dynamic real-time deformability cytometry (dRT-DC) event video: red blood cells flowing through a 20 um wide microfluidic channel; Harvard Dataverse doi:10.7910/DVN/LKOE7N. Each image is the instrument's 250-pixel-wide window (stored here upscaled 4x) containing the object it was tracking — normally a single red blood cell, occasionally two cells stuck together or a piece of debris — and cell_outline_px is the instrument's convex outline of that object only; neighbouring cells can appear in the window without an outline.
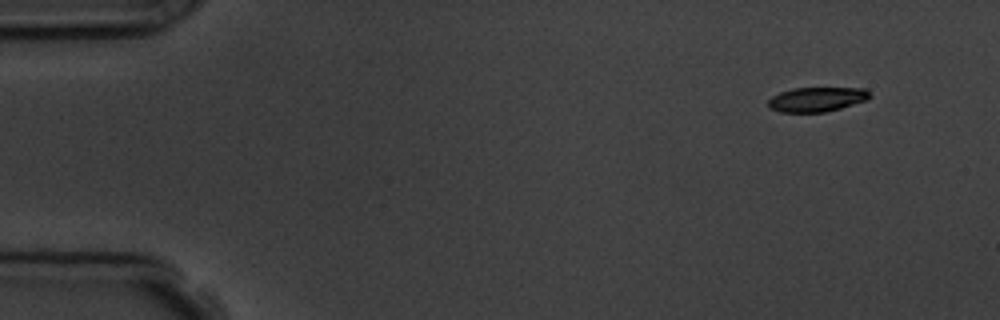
{"species": "common noctule bat (a hibernating species)", "species_latin": "Nyctalus noctula", "temperature_condition": "room temperature", "stored_images_in_passage": 4, "camera_frame_rate_fps": 3000, "um_per_image_px": 0.085, "animal": {"sex": "male", "body_mass_g": 19.5, "forearm_length_mm": 54.6}, "frame": {"image": 1, "passage_image": 1, "time_ms": 0.0, "image_size_px": [1000, 320], "cell_outline_px": [[872, 96], [868, 100], [840, 108], [824, 112], [780, 112], [768, 108], [768, 100], [772, 96], [780, 92], [792, 88], [864, 88], [872, 92]], "centroid_in_image_um": [69.45, 8.44], "position_along_channel_um": 15.6, "area_um2": 14.68}}
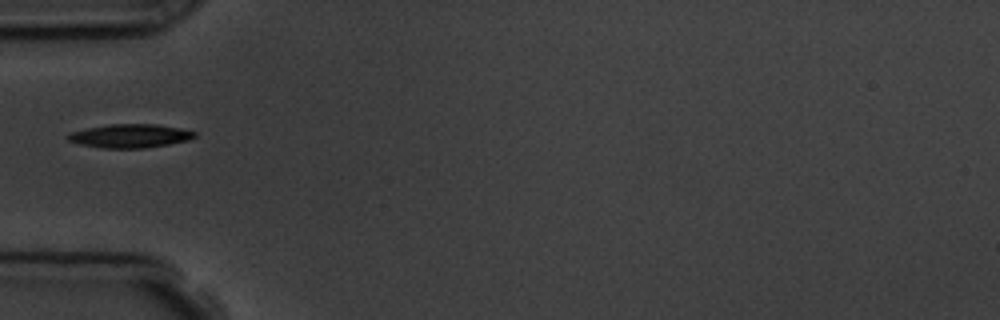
{"frame": {"image": 2, "passage_image": 4, "time_ms": 4.333, "image_size_px": [1000, 320], "cell_outline_px": [[196, 136], [188, 140], [168, 144], [144, 148], [104, 148], [80, 144], [68, 140], [64, 136], [68, 132], [108, 124], [156, 124], [180, 128], [196, 132]], "centroid_in_image_um": [11.02, 11.54], "position_along_channel_um": 74.0, "area_um2": 17.46}}